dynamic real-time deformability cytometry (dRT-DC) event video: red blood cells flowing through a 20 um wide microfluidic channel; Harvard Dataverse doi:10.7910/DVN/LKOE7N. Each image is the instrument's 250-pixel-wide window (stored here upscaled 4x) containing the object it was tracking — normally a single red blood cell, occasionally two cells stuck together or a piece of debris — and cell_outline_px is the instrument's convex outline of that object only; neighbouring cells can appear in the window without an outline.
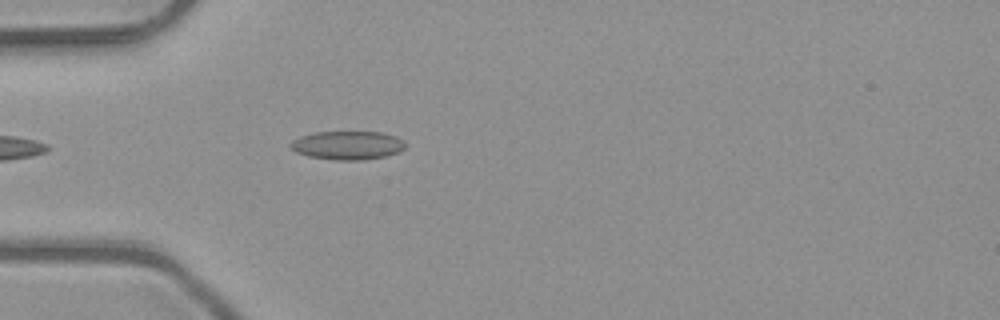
{"species": "common noctule bat (a hibernating species)", "species_latin": "Nyctalus noctula", "temperature_condition": "room temperature", "stored_images_in_passage": 1, "camera_frame_rate_fps": 3000, "um_per_image_px": 0.085, "animal": {"sex": "male", "body_mass_g": 23.1, "forearm_length_mm": 52.7}, "frame": {"image": 1, "passage_image": 1, "time_ms": 0.0, "image_size_px": [1000, 320], "cell_outline_px": [[404, 148], [400, 152], [384, 156], [364, 160], [332, 160], [308, 156], [296, 152], [288, 144], [292, 140], [300, 136], [316, 132], [380, 132], [396, 136], [404, 140]], "centroid_in_image_um": [29.53, 12.35], "position_along_channel_um": 55.5, "area_um2": 19.19}}